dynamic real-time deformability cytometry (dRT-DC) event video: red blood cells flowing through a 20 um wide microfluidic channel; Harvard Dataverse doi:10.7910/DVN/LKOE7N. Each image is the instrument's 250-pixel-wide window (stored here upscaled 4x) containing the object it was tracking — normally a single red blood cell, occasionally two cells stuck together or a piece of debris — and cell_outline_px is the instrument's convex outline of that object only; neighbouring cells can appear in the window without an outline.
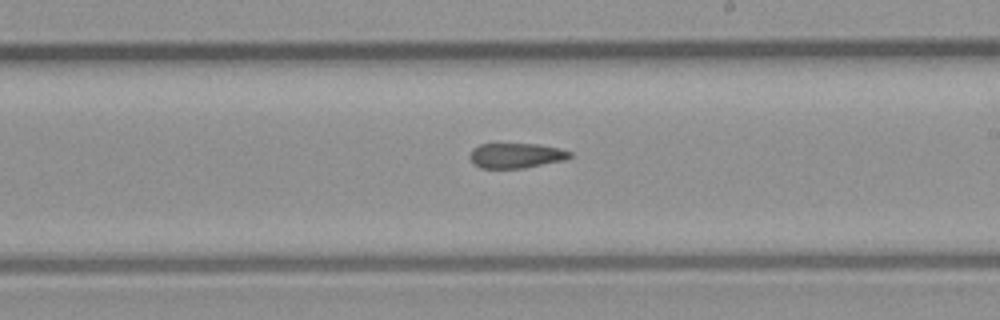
{"species": "common noctule bat (a hibernating species)", "species_latin": "Nyctalus noctula", "temperature_condition": "room temperature", "stored_images_in_passage": 24, "camera_frame_rate_fps": 3000, "um_per_image_px": 0.085, "animal": {"sex": "male", "body_mass_g": 23.1, "forearm_length_mm": 52.7}, "frame": {"image": 1, "passage_image": 14, "time_ms": 4.333, "image_size_px": [1000, 320], "cell_outline_px": [[572, 156], [564, 160], [524, 168], [480, 168], [472, 164], [468, 156], [472, 148], [480, 144], [536, 144], [560, 148], [572, 152]], "centroid_in_image_um": [43.83, 13.22], "position_along_channel_um": 245.2, "area_um2": 14.74}}
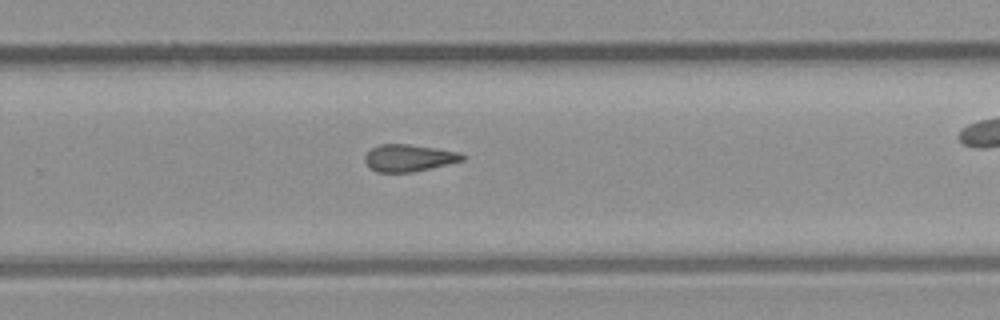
{"frame": {"image": 2, "passage_image": 17, "time_ms": 5.333, "image_size_px": [1000, 320], "cell_outline_px": [[464, 160], [412, 172], [376, 172], [368, 168], [364, 160], [364, 156], [372, 148], [380, 144], [408, 144], [456, 152], [464, 156]], "centroid_in_image_um": [34.66, 13.43], "position_along_channel_um": 295.1, "area_um2": 15.09}}